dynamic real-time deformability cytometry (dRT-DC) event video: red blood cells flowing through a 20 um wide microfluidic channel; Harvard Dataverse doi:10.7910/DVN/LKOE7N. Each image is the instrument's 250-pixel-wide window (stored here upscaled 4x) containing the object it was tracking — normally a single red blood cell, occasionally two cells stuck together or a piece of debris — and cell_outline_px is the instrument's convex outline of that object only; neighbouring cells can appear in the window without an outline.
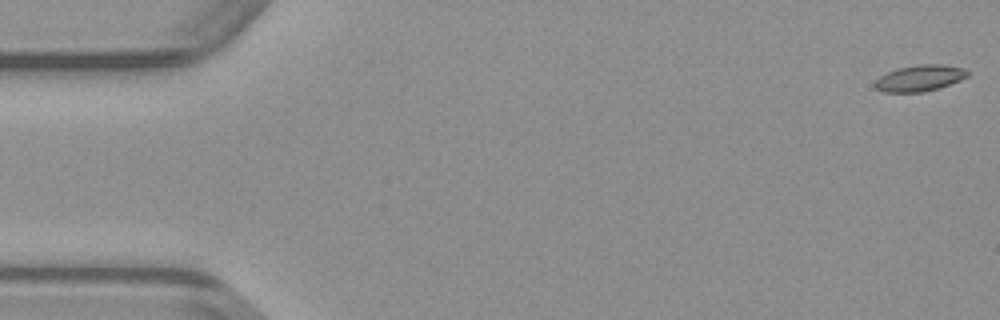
{"species": "common noctule bat (a hibernating species)", "species_latin": "Nyctalus noctula", "temperature_condition": "warm", "stored_images_in_passage": 13, "camera_frame_rate_fps": 3000, "um_per_image_px": 0.085, "animal": {"sex": "male", "body_mass_g": 23.1, "forearm_length_mm": 52.7}, "frame": {"image": 1, "passage_image": 1, "time_ms": 0.0, "image_size_px": [1000, 320], "cell_outline_px": [[968, 76], [960, 80], [940, 88], [924, 92], [884, 92], [876, 88], [872, 84], [880, 76], [896, 68], [916, 64], [944, 64], [964, 68], [968, 72]], "centroid_in_image_um": [78.17, 6.63], "position_along_channel_um": 6.8, "area_um2": 14.33}}